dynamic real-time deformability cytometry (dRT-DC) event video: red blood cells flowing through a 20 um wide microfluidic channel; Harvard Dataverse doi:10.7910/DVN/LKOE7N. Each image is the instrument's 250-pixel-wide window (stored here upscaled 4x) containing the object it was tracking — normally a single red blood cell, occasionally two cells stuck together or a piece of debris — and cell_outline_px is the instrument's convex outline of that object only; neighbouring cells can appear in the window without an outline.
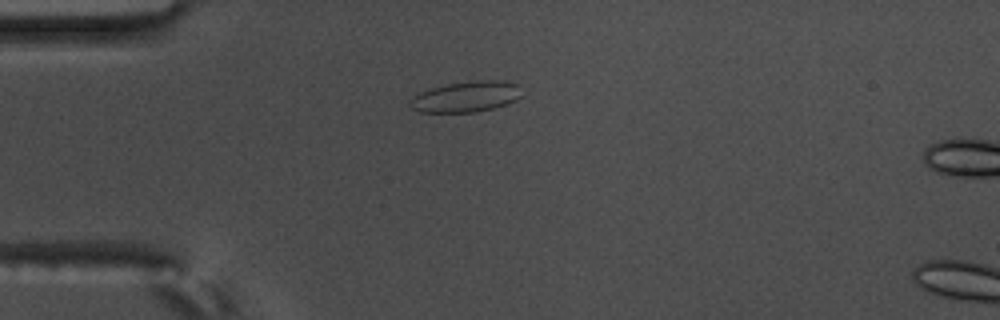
{"species": "common noctule bat (a hibernating species)", "species_latin": "Nyctalus noctula", "temperature_condition": "warm", "stored_images_in_passage": 10, "camera_frame_rate_fps": 3000, "um_per_image_px": 0.085, "animal": {"sex": "male", "body_mass_g": 17.5, "forearm_length_mm": 52.3}, "frame": {"image": 1, "passage_image": 7, "time_ms": 2.0, "image_size_px": [1000, 320], "cell_outline_px": [[520, 96], [516, 100], [508, 104], [476, 112], [420, 112], [412, 108], [408, 104], [408, 100], [420, 92], [428, 88], [448, 84], [476, 80], [500, 80], [520, 84]], "centroid_in_image_um": [39.61, 8.21], "position_along_channel_um": 45.4, "area_um2": 20.17}}